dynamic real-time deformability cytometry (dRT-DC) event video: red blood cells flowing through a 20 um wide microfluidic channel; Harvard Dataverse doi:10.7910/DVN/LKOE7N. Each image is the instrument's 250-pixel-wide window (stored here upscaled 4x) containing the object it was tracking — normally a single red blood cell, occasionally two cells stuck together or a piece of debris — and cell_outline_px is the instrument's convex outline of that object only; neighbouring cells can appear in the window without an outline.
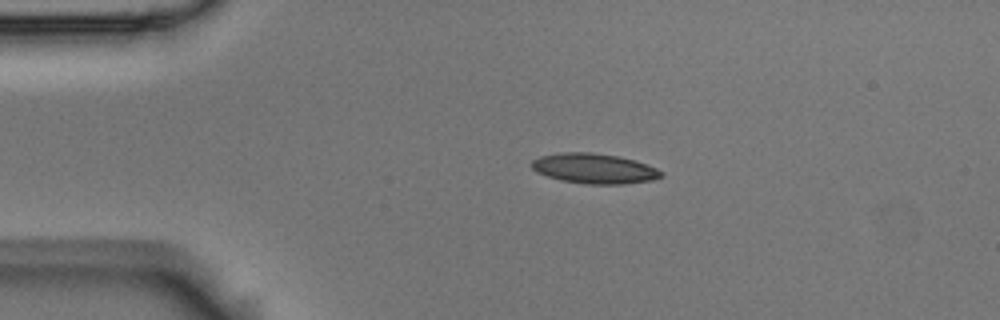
{"species": "Egyptian fruit bat (a non-hibernating species)", "species_latin": "Rousettus aegyptiacus", "temperature_condition": "room temperature", "stored_images_in_passage": 5, "camera_frame_rate_fps": 3000, "um_per_image_px": 0.085, "animal": {"sex": "male"}, "frame": {"image": 1, "passage_image": 1, "time_ms": 0.0, "image_size_px": [1000, 320], "cell_outline_px": [[664, 176], [652, 180], [624, 184], [584, 184], [560, 180], [536, 172], [532, 168], [532, 160], [540, 156], [560, 152], [592, 152], [620, 156], [636, 160], [648, 164], [664, 172]], "centroid_in_image_um": [50.54, 14.32], "position_along_channel_um": 34.5, "area_um2": 23.0}}
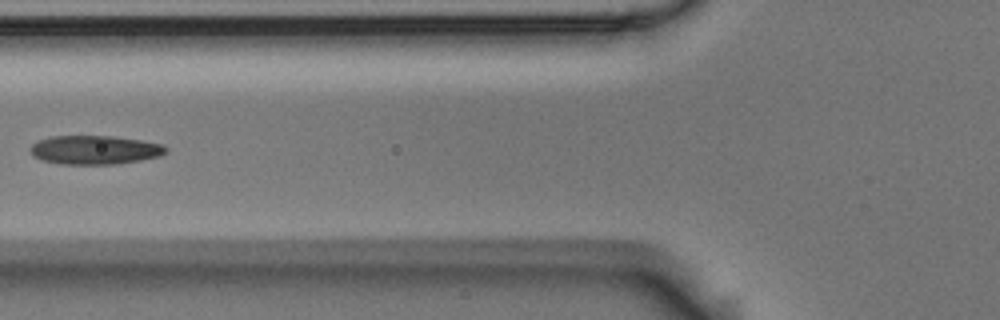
{"frame": {"image": 2, "passage_image": 4, "time_ms": 1.0, "image_size_px": [1000, 320], "cell_outline_px": [[168, 152], [160, 156], [140, 160], [116, 164], [60, 164], [40, 160], [32, 156], [28, 148], [36, 140], [52, 136], [112, 136], [140, 140], [164, 144], [168, 148]], "centroid_in_image_um": [8.03, 12.74], "position_along_channel_um": 117.8, "area_um2": 23.12}}
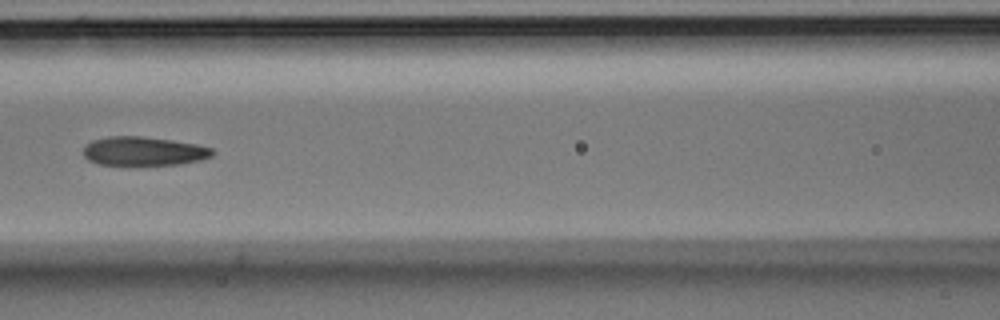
{"frame": {"image": 3, "passage_image": 5, "time_ms": 1.333, "image_size_px": [1000, 320], "cell_outline_px": [[216, 152], [212, 156], [200, 160], [180, 164], [100, 164], [88, 160], [84, 156], [84, 148], [92, 140], [108, 136], [140, 136], [172, 140], [196, 144], [212, 148]], "centroid_in_image_um": [12.24, 12.84], "position_along_channel_um": 154.4, "area_um2": 21.5}}